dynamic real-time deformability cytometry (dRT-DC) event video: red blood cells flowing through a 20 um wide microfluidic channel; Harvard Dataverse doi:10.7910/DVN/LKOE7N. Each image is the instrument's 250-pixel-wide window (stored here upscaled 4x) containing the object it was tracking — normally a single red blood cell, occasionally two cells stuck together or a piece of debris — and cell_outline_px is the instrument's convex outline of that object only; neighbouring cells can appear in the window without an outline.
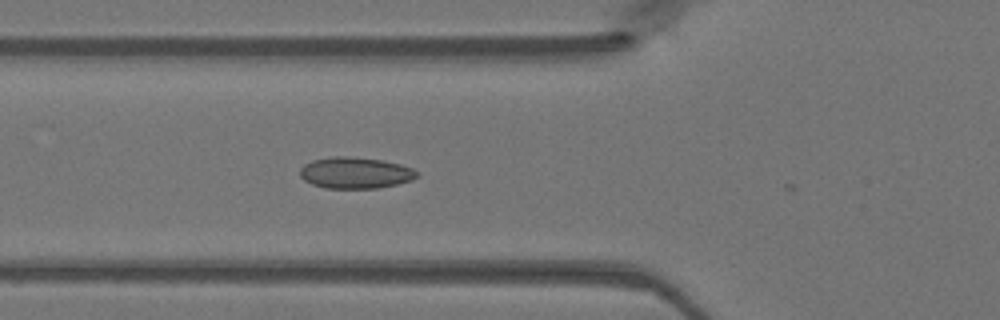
{"species": "Egyptian fruit bat (a non-hibernating species)", "species_latin": "Rousettus aegyptiacus", "temperature_condition": "warm", "stored_images_in_passage": 12, "camera_frame_rate_fps": 3000, "um_per_image_px": 0.085, "animal": {"sex": "female"}, "frame": {"image": 1, "passage_image": 11, "time_ms": 3.333, "image_size_px": [1000, 320], "cell_outline_px": [[420, 176], [412, 180], [380, 188], [324, 188], [312, 184], [304, 180], [300, 176], [300, 168], [304, 164], [312, 160], [332, 156], [352, 156], [380, 160], [400, 164], [412, 168], [420, 172]], "centroid_in_image_um": [30.21, 14.69], "position_along_channel_um": 95.6, "area_um2": 21.56}}